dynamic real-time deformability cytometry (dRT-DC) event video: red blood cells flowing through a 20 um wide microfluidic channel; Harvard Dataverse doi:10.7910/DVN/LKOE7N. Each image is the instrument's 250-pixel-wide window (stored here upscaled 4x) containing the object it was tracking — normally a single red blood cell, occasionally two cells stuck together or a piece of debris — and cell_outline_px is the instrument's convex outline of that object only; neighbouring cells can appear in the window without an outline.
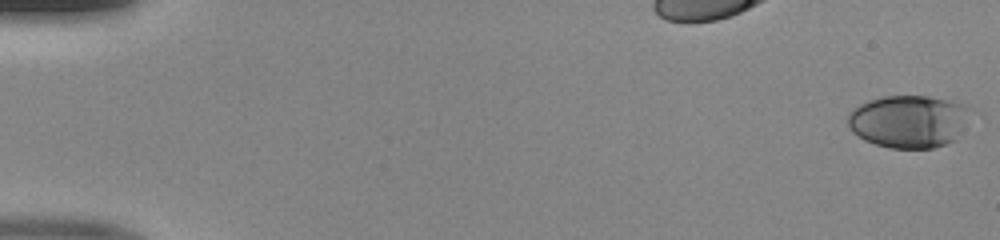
{"species": "human", "species_latin": "Homo sapiens", "temperature_condition": "room temperature", "stored_images_in_passage": 49, "camera_frame_rate_fps": 3000, "um_per_image_px": 0.085, "donor": {"sex": "male"}, "frame": {"image": 1, "passage_image": 1, "time_ms": 0.0, "image_size_px": [1000, 240], "cell_outline_px": [[976, 108], [956, 140], [932, 148], [892, 148], [876, 144], [864, 140], [852, 132], [848, 124], [848, 112], [860, 104], [868, 100], [884, 96], [928, 96], [968, 104]], "centroid_in_image_um": [77.31, 10.3], "position_along_channel_um": 7.7, "area_um2": 38.21}}
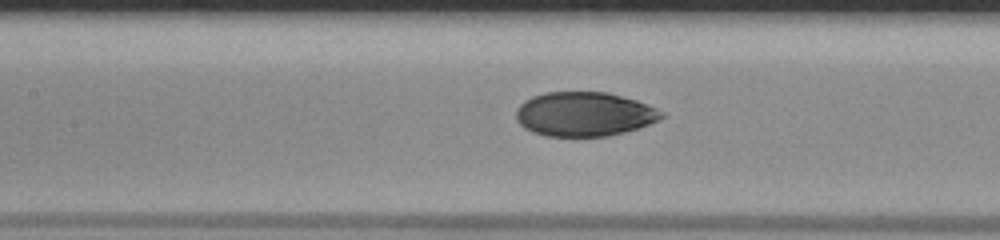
{"frame": {"image": 2, "passage_image": 24, "time_ms": 7.667, "image_size_px": [1000, 240], "cell_outline_px": [[664, 116], [640, 128], [608, 136], [544, 136], [532, 132], [524, 128], [516, 120], [516, 108], [524, 100], [532, 96], [544, 92], [608, 92], [636, 100], [656, 108], [664, 112]], "centroid_in_image_um": [49.62, 9.7], "position_along_channel_um": 157.8, "area_um2": 37.69}}
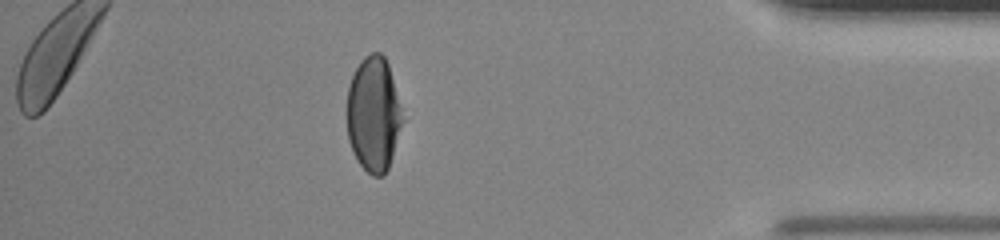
{"frame": {"image": 3, "passage_image": 44, "time_ms": 14.333, "image_size_px": [1000, 240], "cell_outline_px": [[404, 120], [388, 168], [384, 176], [372, 176], [356, 160], [352, 152], [348, 140], [344, 112], [348, 88], [352, 76], [360, 60], [364, 56], [372, 52], [380, 52], [384, 56], [388, 64]], "centroid_in_image_um": [31.7, 9.72], "position_along_channel_um": 403.5, "area_um2": 37.74}}